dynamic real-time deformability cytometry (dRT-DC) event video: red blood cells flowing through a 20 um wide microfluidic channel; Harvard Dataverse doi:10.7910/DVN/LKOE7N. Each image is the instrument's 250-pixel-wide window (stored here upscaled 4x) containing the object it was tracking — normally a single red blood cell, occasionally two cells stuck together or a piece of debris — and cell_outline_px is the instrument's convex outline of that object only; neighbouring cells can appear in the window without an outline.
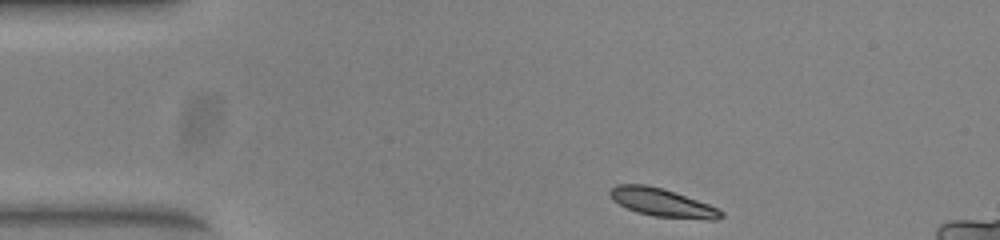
{"species": "common noctule bat (a hibernating species)", "species_latin": "Nyctalus noctula", "temperature_condition": "warm", "stored_images_in_passage": 45, "camera_frame_rate_fps": 3000, "um_per_image_px": 0.085, "animal": {"sex": "female", "body_mass_g": 23.0, "forearm_length_mm": 53.4}, "frame": {"image": 1, "passage_image": 1, "time_ms": 0.0, "image_size_px": [1000, 240], "cell_outline_px": [[724, 216], [716, 220], [708, 220], [656, 216], [636, 212], [612, 200], [608, 192], [616, 184], [644, 184], [664, 188], [708, 204], [724, 212]], "centroid_in_image_um": [56.29, 17.22], "position_along_channel_um": 28.7, "area_um2": 18.21}}
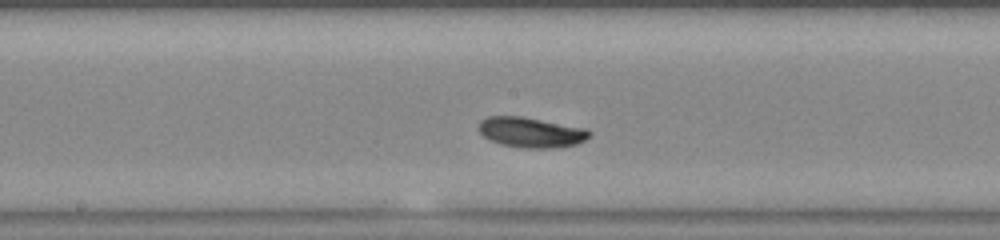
{"frame": {"image": 2, "passage_image": 19, "time_ms": 6.0, "image_size_px": [1000, 240], "cell_outline_px": [[592, 136], [576, 144], [560, 148], [524, 148], [500, 144], [484, 136], [480, 132], [480, 120], [488, 116], [520, 116], [588, 128], [592, 132]], "centroid_in_image_um": [45.2, 11.25], "position_along_channel_um": 203.0, "area_um2": 19.59}}
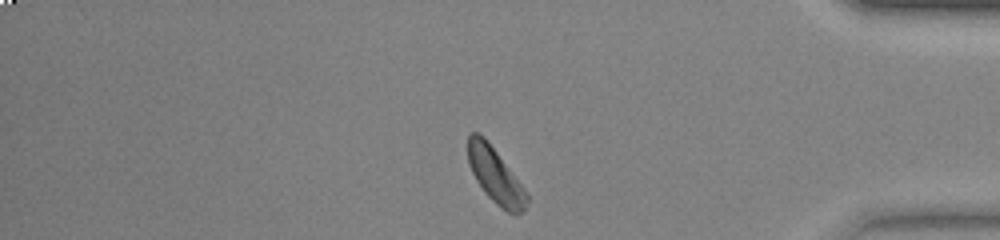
{"frame": {"image": 3, "passage_image": 36, "time_ms": 11.667, "image_size_px": [1000, 240], "cell_outline_px": [[528, 200], [524, 208], [516, 216], [500, 208], [484, 192], [476, 180], [468, 164], [468, 132], [480, 132], [484, 136], [524, 188], [528, 196]], "centroid_in_image_um": [42.07, 14.91], "position_along_channel_um": 393.1, "area_um2": 18.79}, "authors_computed_cell_mechanics": {"area_um2": 18.6694, "velocity_mm_per_s": 3.8892, "shape_relaxation_time_tau1_ms": 10.3192, "shape_relaxation_time_tau2_ms": null, "deformation_change_tau1": 0.3344, "deformation_change_tau2": null}}